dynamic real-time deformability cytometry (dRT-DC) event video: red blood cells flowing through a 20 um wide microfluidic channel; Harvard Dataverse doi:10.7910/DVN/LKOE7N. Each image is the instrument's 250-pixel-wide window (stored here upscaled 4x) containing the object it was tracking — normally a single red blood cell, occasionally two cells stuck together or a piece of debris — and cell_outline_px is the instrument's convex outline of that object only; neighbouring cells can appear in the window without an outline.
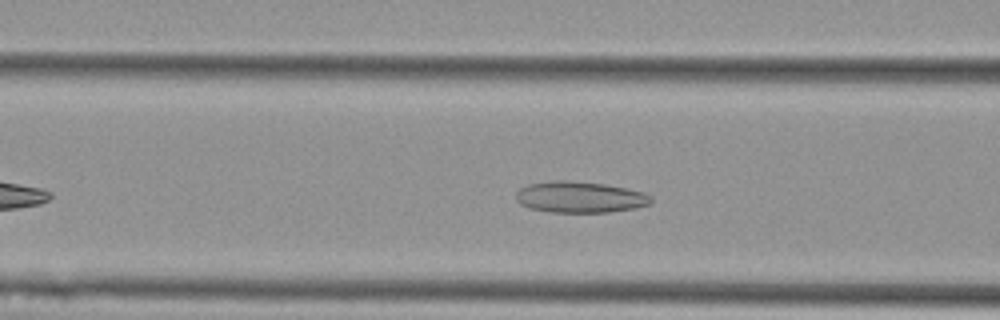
{"species": "Egyptian fruit bat (a non-hibernating species)", "species_latin": "Rousettus aegyptiacus", "temperature_condition": "cold", "stored_images_in_passage": 44, "camera_frame_rate_fps": 3000, "um_per_image_px": 0.085, "animal": {"sex": "female"}, "frame": {"image": 1, "passage_image": 13, "time_ms": 4.0, "image_size_px": [1000, 320], "cell_outline_px": [[652, 200], [648, 204], [636, 208], [608, 212], [552, 212], [528, 208], [520, 204], [516, 200], [516, 192], [520, 188], [528, 184], [556, 180], [568, 180], [604, 184], [644, 192], [652, 196]], "centroid_in_image_um": [49.27, 16.75], "position_along_channel_um": 117.3, "area_um2": 24.57}}
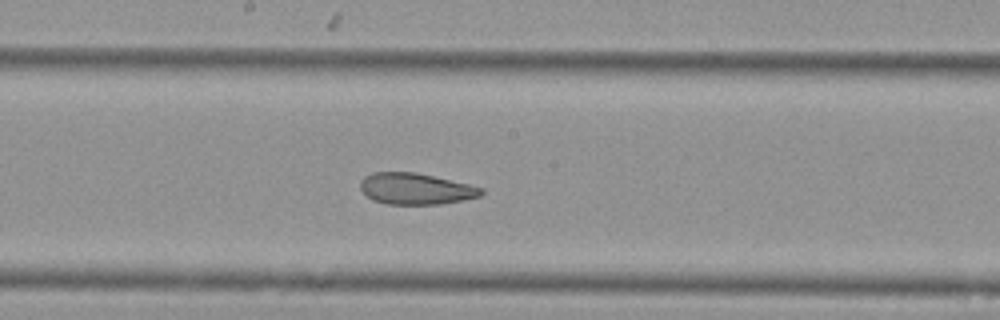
{"frame": {"image": 2, "passage_image": 21, "time_ms": 6.667, "image_size_px": [1000, 320], "cell_outline_px": [[484, 192], [480, 196], [464, 200], [440, 204], [388, 204], [372, 200], [360, 188], [360, 180], [364, 176], [372, 172], [416, 172], [468, 184], [484, 188]], "centroid_in_image_um": [35.33, 16.04], "position_along_channel_um": 212.9, "area_um2": 22.08}}
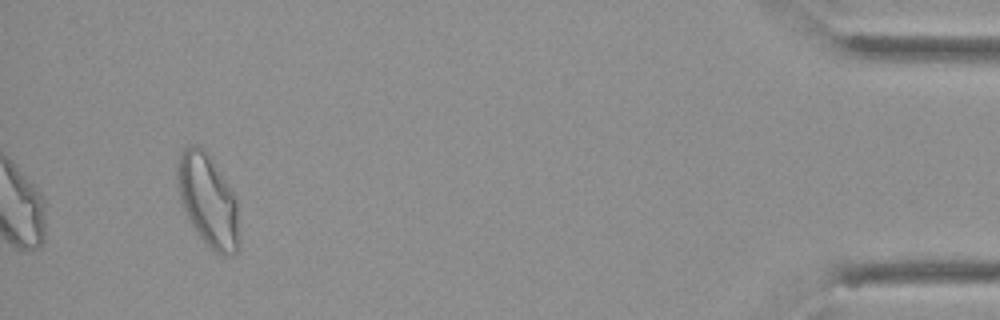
{"frame": {"image": 3, "passage_image": 44, "time_ms": 14.333, "image_size_px": [1000, 320], "cell_outline_px": [[240, 248], [232, 256], [220, 256], [196, 232], [180, 200], [176, 180], [176, 172], [180, 156], [184, 148], [192, 144], [200, 144], [208, 152], [232, 192], [236, 200], [240, 240]], "centroid_in_image_um": [17.69, 17.04], "position_along_channel_um": 417.5, "area_um2": 33.23}, "authors_computed_cell_mechanics": {"area_um2": 24.7095, "velocity_mm_per_s": 3.5939, "shape_relaxation_time_tau1_ms": null, "shape_relaxation_time_tau2_ms": 2.4007, "deformation_change_tau1": null, "deformation_change_tau2": 0.0892}}